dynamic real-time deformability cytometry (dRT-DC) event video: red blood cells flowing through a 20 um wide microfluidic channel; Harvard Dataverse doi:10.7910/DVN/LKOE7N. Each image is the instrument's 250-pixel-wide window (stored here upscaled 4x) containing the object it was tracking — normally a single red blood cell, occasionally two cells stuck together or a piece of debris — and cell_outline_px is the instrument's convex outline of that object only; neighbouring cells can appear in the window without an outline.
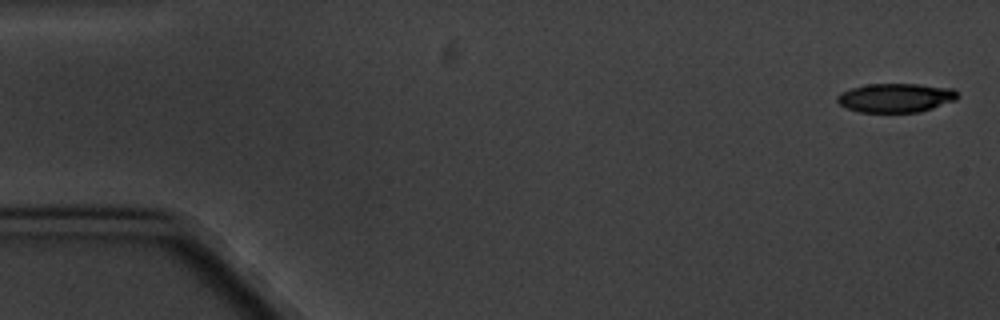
{"species": "common noctule bat (a hibernating species)", "species_latin": "Nyctalus noctula", "temperature_condition": "cold", "stored_images_in_passage": 6, "camera_frame_rate_fps": 3000, "um_per_image_px": 0.085, "animal": {"sex": "male", "body_mass_g": 20.1, "forearm_length_mm": 53.5}, "frame": {"image": 1, "passage_image": 1, "time_ms": 0.0, "image_size_px": [1000, 320], "cell_outline_px": [[960, 96], [956, 100], [920, 112], [860, 112], [848, 108], [840, 104], [836, 100], [836, 96], [840, 92], [852, 88], [868, 84], [916, 84], [952, 88]], "centroid_in_image_um": [76.13, 8.31], "position_along_channel_um": 8.9, "area_um2": 20.29}}
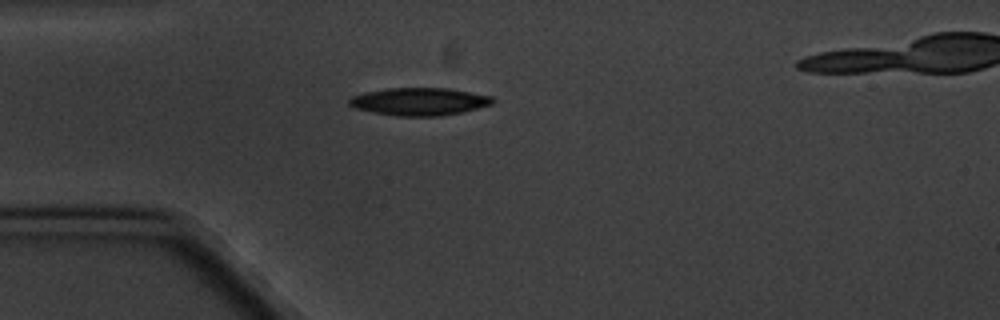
{"frame": {"image": 2, "passage_image": 5, "time_ms": 4.667, "image_size_px": [1000, 320], "cell_outline_px": [[496, 100], [492, 104], [464, 112], [440, 116], [396, 116], [372, 112], [356, 108], [348, 104], [348, 100], [352, 96], [364, 92], [388, 88], [448, 88], [492, 96]], "centroid_in_image_um": [35.66, 8.63], "position_along_channel_um": 49.3, "area_um2": 23.24}}